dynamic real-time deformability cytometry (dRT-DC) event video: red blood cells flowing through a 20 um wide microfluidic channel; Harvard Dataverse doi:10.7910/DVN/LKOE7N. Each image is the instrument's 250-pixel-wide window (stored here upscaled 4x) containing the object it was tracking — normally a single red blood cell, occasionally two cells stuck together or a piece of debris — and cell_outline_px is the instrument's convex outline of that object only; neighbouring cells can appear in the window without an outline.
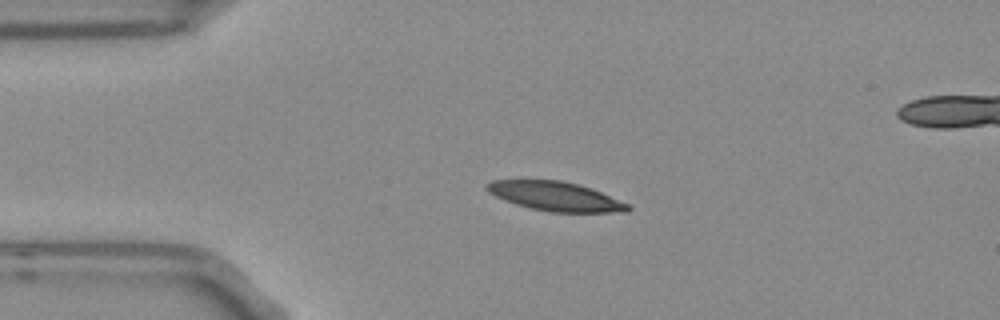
{"species": "Egyptian fruit bat (a non-hibernating species)", "species_latin": "Rousettus aegyptiacus", "temperature_condition": "room temperature", "stored_images_in_passage": 4, "camera_frame_rate_fps": 3000, "um_per_image_px": 0.085, "frame": {"image": 1, "passage_image": 2, "time_ms": 0.333, "image_size_px": [1000, 320], "cell_outline_px": [[632, 208], [628, 212], [552, 212], [532, 208], [516, 204], [504, 200], [488, 192], [484, 188], [492, 180], [560, 180], [576, 184], [600, 192], [628, 204]], "centroid_in_image_um": [47.19, 16.69], "position_along_channel_um": 37.8, "area_um2": 23.58}}